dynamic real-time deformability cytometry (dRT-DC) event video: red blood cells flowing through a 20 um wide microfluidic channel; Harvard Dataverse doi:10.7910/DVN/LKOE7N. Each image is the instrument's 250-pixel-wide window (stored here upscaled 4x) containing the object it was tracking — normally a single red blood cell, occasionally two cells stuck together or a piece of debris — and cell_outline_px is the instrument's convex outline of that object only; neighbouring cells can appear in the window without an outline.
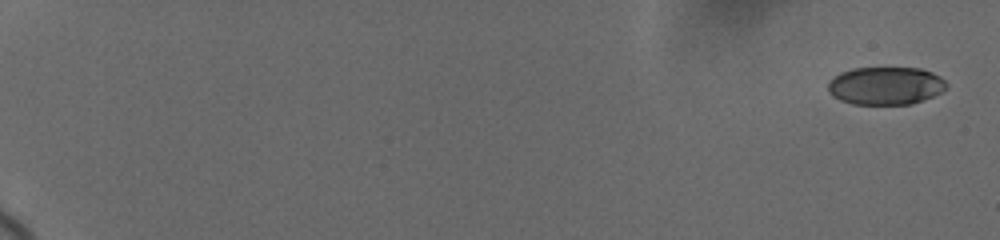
{"species": "human", "species_latin": "Homo sapiens", "temperature_condition": "cold", "stored_images_in_passage": 29, "camera_frame_rate_fps": 3000, "um_per_image_px": 0.085, "donor": {"sex": "female"}, "frame": {"image": 1, "passage_image": 1, "time_ms": 0.0, "image_size_px": [1000, 240], "cell_outline_px": [[948, 84], [940, 92], [932, 96], [912, 104], [852, 104], [840, 100], [832, 96], [828, 92], [828, 80], [840, 72], [852, 68], [920, 68], [932, 72], [940, 76]], "centroid_in_image_um": [75.23, 7.28], "position_along_channel_um": 9.8, "area_um2": 26.24}}
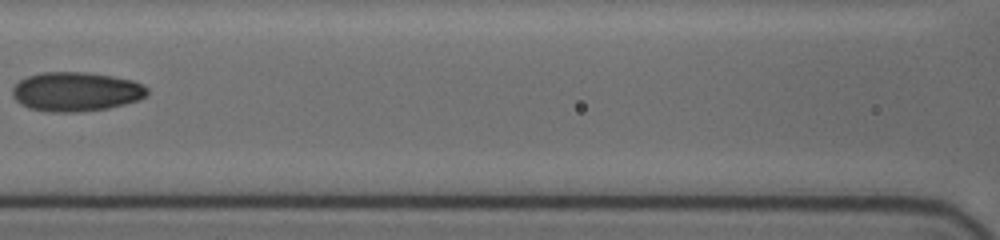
{"frame": {"image": 2, "passage_image": 16, "time_ms": 10.0, "image_size_px": [1000, 240], "cell_outline_px": [[148, 92], [144, 96], [136, 100], [124, 104], [108, 108], [80, 112], [48, 112], [28, 108], [20, 104], [12, 96], [12, 88], [20, 80], [28, 76], [40, 72], [88, 72], [112, 76], [132, 80], [148, 88]], "centroid_in_image_um": [6.41, 7.79], "position_along_channel_um": 160.2, "area_um2": 30.87}}
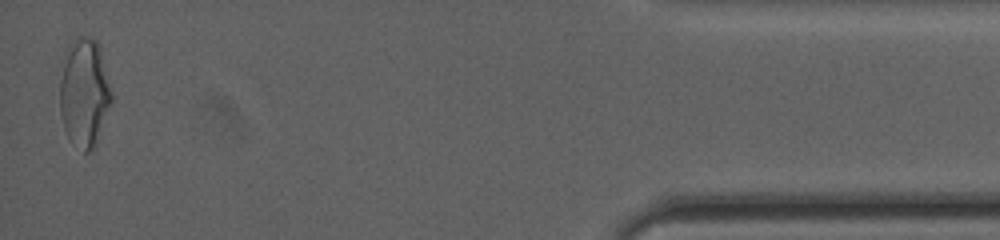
{"frame": {"image": 3, "passage_image": 29, "time_ms": 19.0, "image_size_px": [1000, 240], "cell_outline_px": [[112, 100], [96, 144], [88, 152], [84, 152], [68, 136], [64, 128], [60, 112], [60, 80], [68, 44], [76, 36], [84, 36], [96, 40], [100, 44], [112, 92]], "centroid_in_image_um": [7.18, 7.83], "position_along_channel_um": 428.0, "area_um2": 32.6}, "authors_computed_cell_mechanics": {"area_um2": 29.189, "velocity_mm_per_s": 3.6909, "shape_relaxation_time_tau1_ms": 6.605, "shape_relaxation_time_tau2_ms": 2.2019, "deformation_change_tau1": 0.1534, "deformation_change_tau2": 0.0674}}